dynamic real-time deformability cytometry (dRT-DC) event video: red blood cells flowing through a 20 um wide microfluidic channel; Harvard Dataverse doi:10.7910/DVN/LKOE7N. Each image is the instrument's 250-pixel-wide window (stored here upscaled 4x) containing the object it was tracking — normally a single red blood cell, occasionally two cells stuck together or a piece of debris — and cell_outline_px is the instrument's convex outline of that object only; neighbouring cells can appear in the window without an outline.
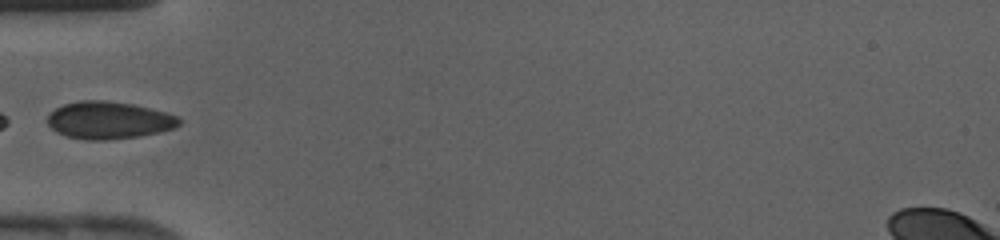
{"species": "human", "species_latin": "Homo sapiens", "temperature_condition": "cold", "stored_images_in_passage": 24, "camera_frame_rate_fps": 3000, "um_per_image_px": 0.085, "donor": {"sex": "female"}, "frame": {"image": 1, "passage_image": 1, "time_ms": 0.0, "image_size_px": [1000, 240], "cell_outline_px": [[180, 124], [176, 128], [160, 132], [140, 136], [108, 140], [84, 140], [68, 136], [56, 132], [48, 124], [48, 112], [64, 104], [80, 100], [104, 100], [132, 104], [180, 116]], "centroid_in_image_um": [9.25, 10.22], "position_along_channel_um": 75.7, "area_um2": 28.78}}
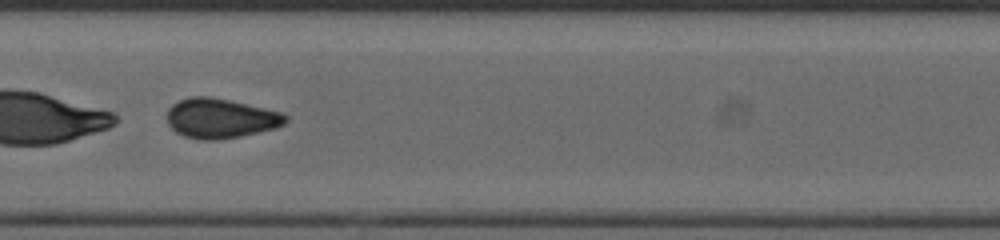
{"frame": {"image": 2, "passage_image": 8, "time_ms": 2.333, "image_size_px": [1000, 240], "cell_outline_px": [[288, 120], [284, 124], [276, 128], [240, 136], [220, 140], [200, 140], [184, 136], [176, 132], [168, 124], [168, 108], [172, 104], [188, 96], [208, 96], [228, 100], [280, 112], [288, 116]], "centroid_in_image_um": [18.72, 10.06], "position_along_channel_um": 188.7, "area_um2": 27.34}}
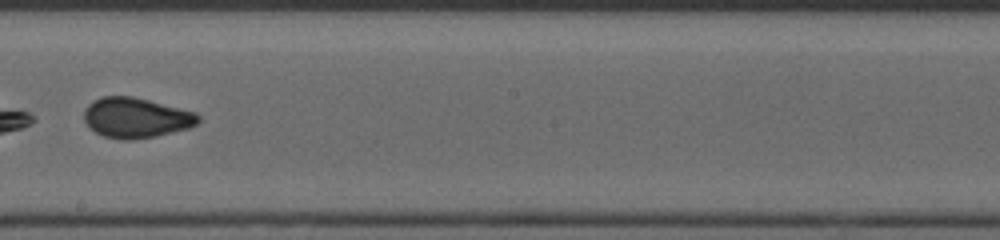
{"frame": {"image": 3, "passage_image": 11, "time_ms": 3.333, "image_size_px": [1000, 240], "cell_outline_px": [[200, 120], [196, 124], [188, 128], [156, 136], [132, 140], [120, 140], [104, 136], [88, 128], [84, 120], [84, 112], [88, 104], [104, 96], [132, 96], [196, 112], [200, 116]], "centroid_in_image_um": [11.55, 10.02], "position_along_channel_um": 236.6, "area_um2": 26.7}}